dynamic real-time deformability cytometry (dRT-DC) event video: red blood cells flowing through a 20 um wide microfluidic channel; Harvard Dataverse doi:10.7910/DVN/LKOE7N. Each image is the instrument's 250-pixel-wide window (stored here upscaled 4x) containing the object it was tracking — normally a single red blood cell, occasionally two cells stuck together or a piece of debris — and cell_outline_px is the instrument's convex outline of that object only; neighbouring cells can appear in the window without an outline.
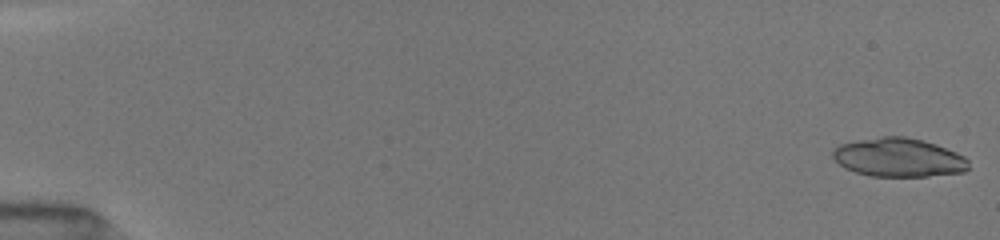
{"species": "common noctule bat (a hibernating species)", "species_latin": "Nyctalus noctula", "temperature_condition": "room temperature", "stored_images_in_passage": 51, "camera_frame_rate_fps": 3000, "um_per_image_px": 0.085, "animal": {"sex": "female", "body_mass_g": 19.5, "forearm_length_mm": 54.1}, "frame": {"image": 1, "passage_image": 1, "time_ms": 0.0, "image_size_px": [1000, 240], "cell_outline_px": [[968, 168], [964, 172], [928, 176], [868, 176], [844, 168], [832, 156], [832, 148], [840, 144], [856, 140], [880, 136], [904, 136], [924, 140], [936, 144], [956, 152], [964, 156], [968, 160]], "centroid_in_image_um": [76.36, 13.38], "position_along_channel_um": 8.6, "area_um2": 30.87}}
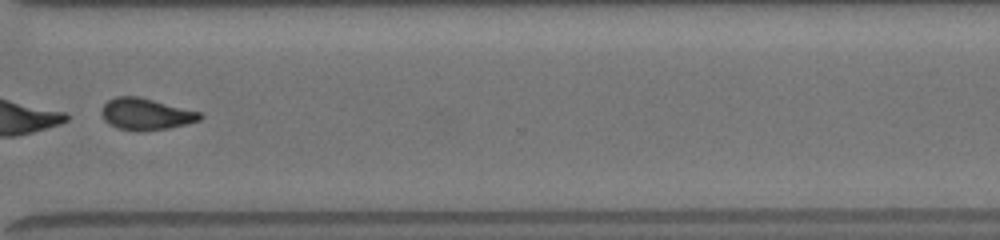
{"frame": {"image": 2, "passage_image": 40, "time_ms": 13.0, "image_size_px": [1000, 240], "cell_outline_px": [[204, 116], [200, 120], [188, 124], [168, 128], [140, 132], [136, 132], [116, 128], [108, 124], [104, 120], [100, 112], [104, 104], [108, 100], [116, 96], [140, 96], [200, 112]], "centroid_in_image_um": [12.38, 9.71], "position_along_channel_um": 358.2, "area_um2": 18.5}}